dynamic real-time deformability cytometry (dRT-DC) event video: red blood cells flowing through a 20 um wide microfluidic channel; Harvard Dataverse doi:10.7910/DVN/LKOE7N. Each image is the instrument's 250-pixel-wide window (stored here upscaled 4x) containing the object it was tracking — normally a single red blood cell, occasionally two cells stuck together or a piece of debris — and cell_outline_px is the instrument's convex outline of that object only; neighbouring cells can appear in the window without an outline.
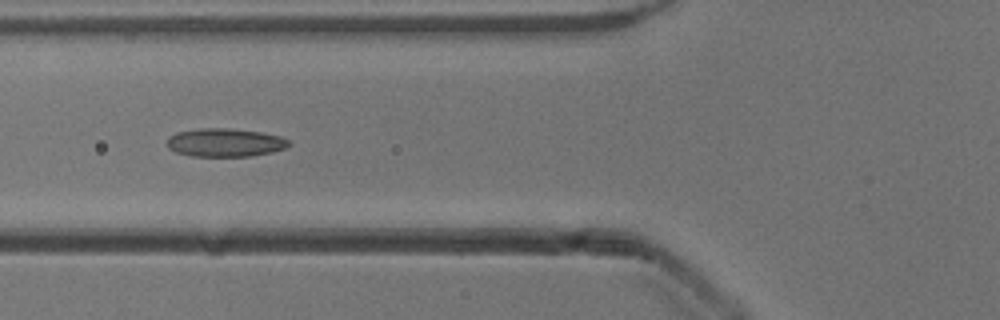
{"species": "common noctule bat (a hibernating species)", "species_latin": "Nyctalus noctula", "temperature_condition": "cold", "stored_images_in_passage": 17, "camera_frame_rate_fps": 3000, "um_per_image_px": 0.085, "animal": {"sex": "male", "body_mass_g": 13.3}, "frame": {"image": 1, "passage_image": 8, "time_ms": 2.333, "image_size_px": [1000, 320], "cell_outline_px": [[292, 144], [284, 148], [272, 152], [252, 156], [192, 156], [176, 152], [168, 148], [168, 136], [176, 132], [200, 128], [228, 128], [260, 132], [280, 136], [288, 140]], "centroid_in_image_um": [19.12, 12.11], "position_along_channel_um": 106.7, "area_um2": 20.11}}